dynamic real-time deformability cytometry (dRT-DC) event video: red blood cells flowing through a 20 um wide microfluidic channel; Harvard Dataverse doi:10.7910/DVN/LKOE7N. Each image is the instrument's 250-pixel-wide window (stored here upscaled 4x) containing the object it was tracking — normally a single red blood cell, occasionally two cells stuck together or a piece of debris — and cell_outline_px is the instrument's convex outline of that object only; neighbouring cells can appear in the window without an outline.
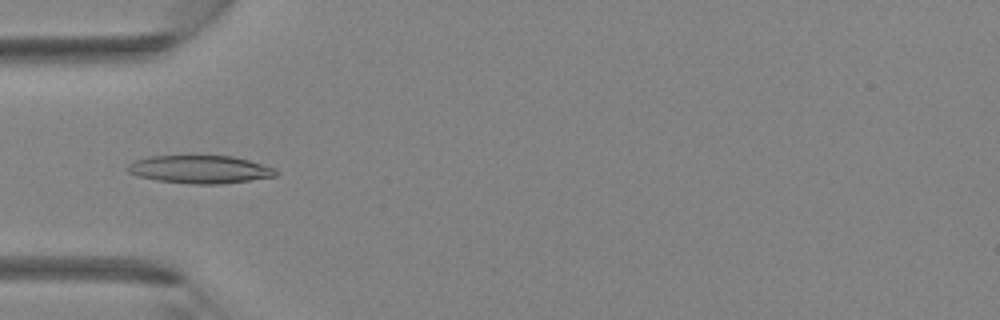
{"species": "Egyptian fruit bat (a non-hibernating species)", "species_latin": "Rousettus aegyptiacus", "temperature_condition": "room temperature", "stored_images_in_passage": 35, "camera_frame_rate_fps": 3000, "um_per_image_px": 0.085, "animal": {"sex": "female"}, "frame": {"image": 1, "passage_image": 8, "time_ms": 2.333, "image_size_px": [1000, 320], "cell_outline_px": [[280, 172], [276, 176], [220, 184], [192, 184], [156, 180], [136, 176], [128, 172], [128, 164], [136, 160], [148, 156], [232, 156], [248, 160], [276, 168]], "centroid_in_image_um": [17.0, 14.4], "position_along_channel_um": 68.0, "area_um2": 24.1}}
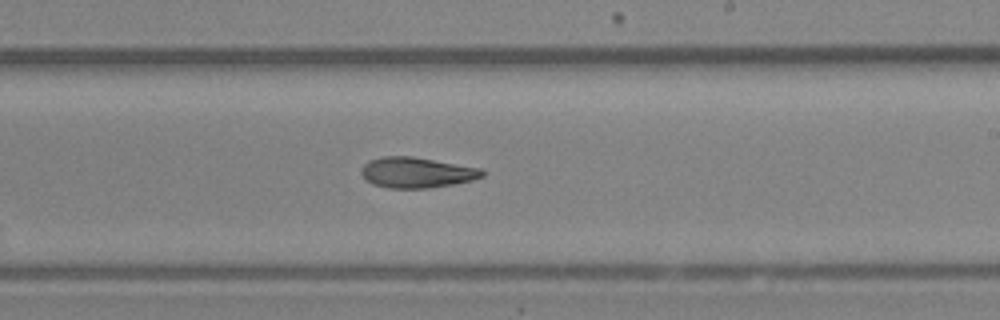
{"frame": {"image": 2, "passage_image": 19, "time_ms": 6.0, "image_size_px": [1000, 320], "cell_outline_px": [[484, 176], [472, 180], [452, 184], [428, 188], [388, 188], [372, 184], [360, 172], [360, 168], [368, 160], [384, 156], [412, 156], [480, 168], [484, 172]], "centroid_in_image_um": [35.39, 14.66], "position_along_channel_um": 253.6, "area_um2": 21.44}}
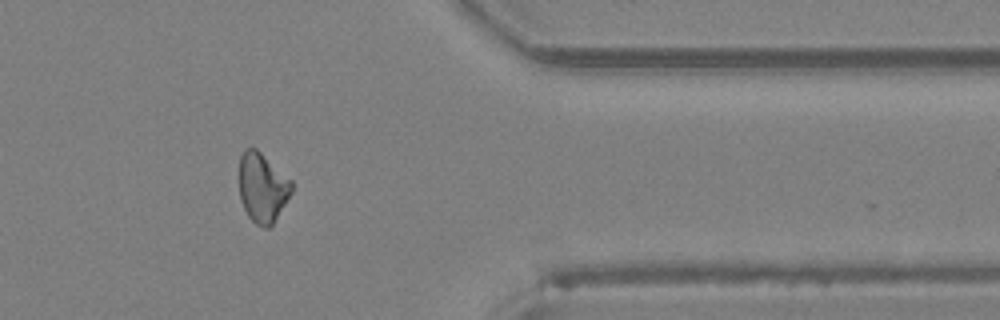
{"frame": {"image": 3, "passage_image": 28, "time_ms": 9.0, "image_size_px": [1000, 320], "cell_outline_px": [[292, 192], [272, 224], [268, 228], [264, 228], [256, 224], [248, 216], [240, 200], [240, 156], [244, 148], [256, 148], [292, 180]], "centroid_in_image_um": [22.3, 15.93], "position_along_channel_um": 389.1, "area_um2": 21.1}}